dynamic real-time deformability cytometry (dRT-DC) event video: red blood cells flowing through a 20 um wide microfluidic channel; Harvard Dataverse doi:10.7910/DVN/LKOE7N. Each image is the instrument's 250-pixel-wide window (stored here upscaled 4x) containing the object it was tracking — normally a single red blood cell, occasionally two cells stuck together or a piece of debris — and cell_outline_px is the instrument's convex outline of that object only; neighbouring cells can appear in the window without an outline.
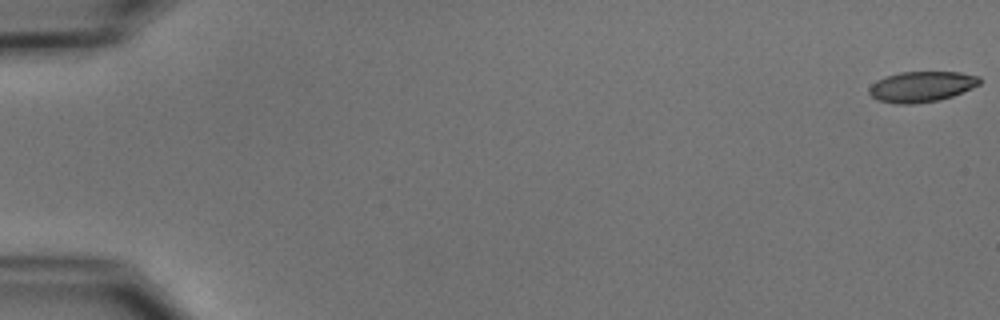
{"species": "common noctule bat (a hibernating species)", "species_latin": "Nyctalus noctula", "temperature_condition": "cold", "stored_images_in_passage": 55, "camera_frame_rate_fps": 3000, "um_per_image_px": 0.085, "animal": {"sex": "male", "body_mass_g": 15.6}, "frame": {"image": 1, "passage_image": 1, "time_ms": 0.0, "image_size_px": [1000, 320], "cell_outline_px": [[980, 84], [972, 88], [952, 96], [940, 100], [912, 104], [896, 104], [876, 100], [868, 92], [868, 88], [876, 80], [884, 76], [900, 72], [960, 72], [980, 76]], "centroid_in_image_um": [78.31, 7.36], "position_along_channel_um": 6.7, "area_um2": 19.88}}
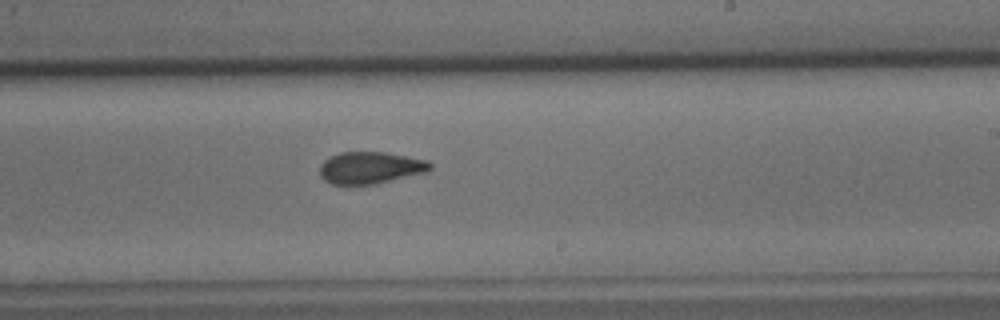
{"frame": {"image": 2, "passage_image": 34, "time_ms": 11.0, "image_size_px": [1000, 320], "cell_outline_px": [[432, 168], [428, 172], [376, 184], [332, 184], [324, 180], [320, 176], [320, 164], [328, 156], [340, 152], [384, 152], [428, 160], [432, 164]], "centroid_in_image_um": [31.48, 14.25], "position_along_channel_um": 257.5, "area_um2": 20.75}}
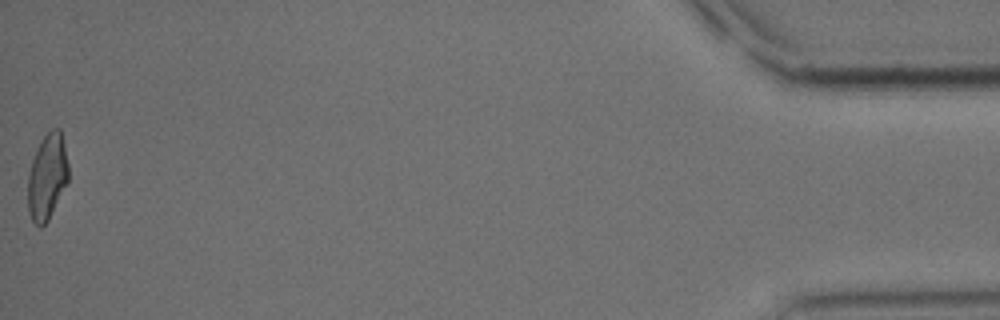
{"frame": {"image": 3, "passage_image": 55, "time_ms": 18.0, "image_size_px": [1000, 320], "cell_outline_px": [[68, 184], [48, 220], [40, 228], [32, 220], [28, 208], [28, 176], [32, 160], [36, 148], [40, 140], [52, 128], [60, 128], [64, 144], [68, 164]], "centroid_in_image_um": [4.02, 15.02], "position_along_channel_um": 431.2, "area_um2": 20.4}, "authors_computed_cell_mechanics": {"area_um2": 21.0392, "velocity_mm_per_s": 3.7461, "shape_relaxation_time_tau1_ms": 5.9795, "shape_relaxation_time_tau2_ms": 2.3987, "deformation_change_tau1": 0.1482, "deformation_change_tau2": 0.0904}}